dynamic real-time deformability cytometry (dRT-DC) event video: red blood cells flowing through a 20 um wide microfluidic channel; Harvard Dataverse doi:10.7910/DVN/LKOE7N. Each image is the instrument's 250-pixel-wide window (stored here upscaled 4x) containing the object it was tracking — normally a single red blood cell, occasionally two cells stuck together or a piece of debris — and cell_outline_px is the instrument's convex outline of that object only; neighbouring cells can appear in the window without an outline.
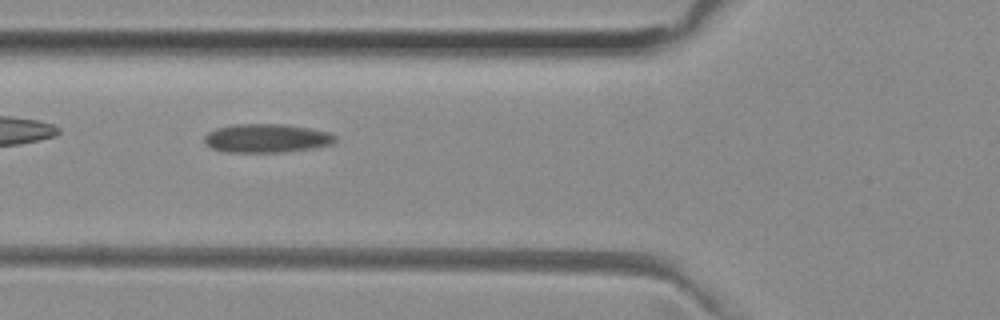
{"species": "common noctule bat (a hibernating species)", "species_latin": "Nyctalus noctula", "temperature_condition": "room temperature", "stored_images_in_passage": 39, "camera_frame_rate_fps": 3000, "um_per_image_px": 0.085, "animal": {"sex": "female", "body_mass_g": 29.2, "forearm_length_mm": 56.3}, "frame": {"image": 1, "passage_image": 4, "time_ms": 1.0, "image_size_px": [1000, 320], "cell_outline_px": [[336, 140], [332, 144], [312, 148], [284, 152], [228, 152], [212, 148], [204, 140], [204, 136], [208, 132], [216, 128], [236, 124], [280, 124], [308, 128], [328, 132], [336, 136]], "centroid_in_image_um": [22.66, 11.75], "position_along_channel_um": 103.1, "area_um2": 21.68}}
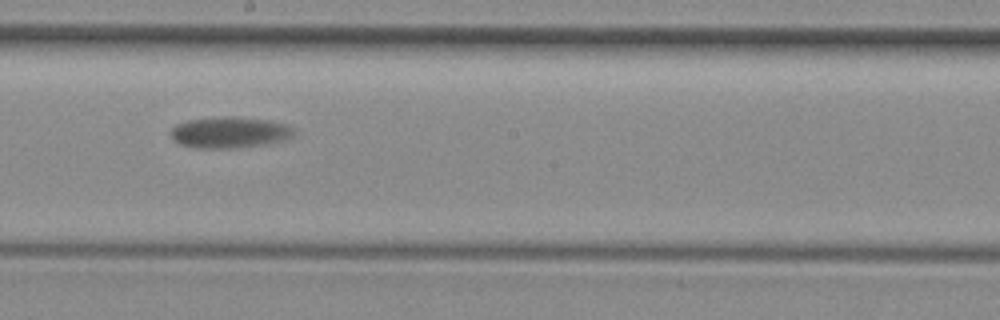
{"frame": {"image": 2, "passage_image": 14, "time_ms": 4.333, "image_size_px": [1000, 320], "cell_outline_px": [[296, 132], [288, 140], [264, 144], [236, 148], [196, 148], [180, 144], [172, 136], [172, 128], [176, 124], [188, 120], [224, 116], [232, 116], [268, 120], [288, 124]], "centroid_in_image_um": [19.57, 11.25], "position_along_channel_um": 228.6, "area_um2": 22.43}}
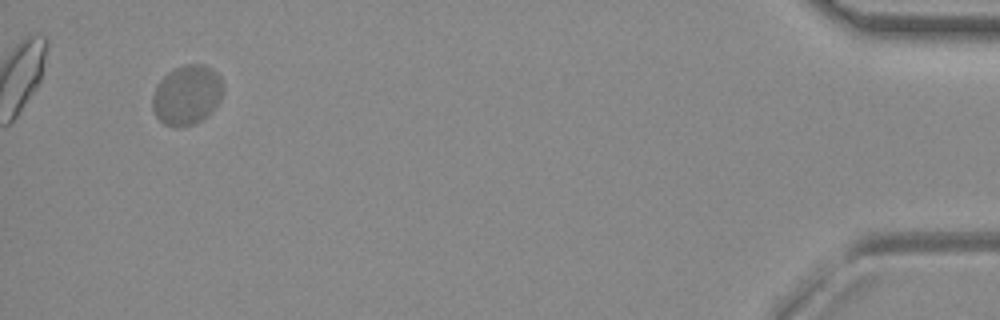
{"frame": {"image": 3, "passage_image": 36, "time_ms": 11.667, "image_size_px": [1000, 320], "cell_outline_px": [[224, 92], [220, 100], [212, 112], [200, 120], [192, 124], [176, 128], [172, 128], [164, 124], [156, 116], [152, 108], [152, 96], [156, 84], [172, 68], [184, 64], [204, 64], [212, 68], [220, 76], [224, 84]], "centroid_in_image_um": [15.89, 8.06], "position_along_channel_um": 419.3, "area_um2": 25.09}, "authors_computed_cell_mechanics": {"area_um2": 22.3108, "velocity_mm_per_s": 3.7761, "shape_relaxation_time_tau1_ms": 1.2727, "shape_relaxation_time_tau2_ms": null, "deformation_change_tau1": 0.0624, "deformation_change_tau2": null}}